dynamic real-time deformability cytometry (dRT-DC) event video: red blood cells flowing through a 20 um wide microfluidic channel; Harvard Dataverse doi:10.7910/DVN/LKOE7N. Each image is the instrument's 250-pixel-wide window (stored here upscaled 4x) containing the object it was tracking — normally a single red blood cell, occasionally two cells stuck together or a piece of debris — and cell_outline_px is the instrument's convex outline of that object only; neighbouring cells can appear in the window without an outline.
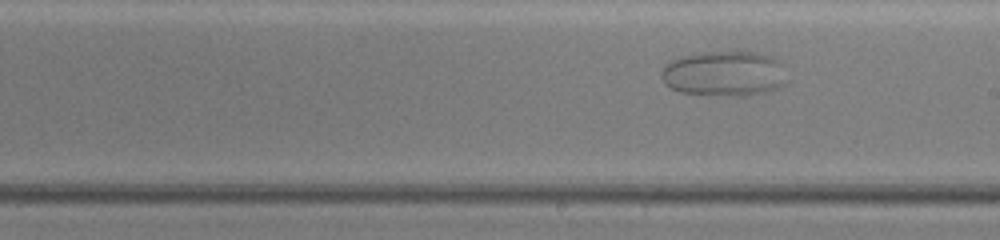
{"species": "common noctule bat (a hibernating species)", "species_latin": "Nyctalus noctula", "temperature_condition": "warm", "stored_images_in_passage": 42, "camera_frame_rate_fps": 3000, "um_per_image_px": 0.085, "animal": {"sex": "female", "body_mass_g": 19.5, "forearm_length_mm": 54.1}, "frame": {"image": 1, "passage_image": 23, "time_ms": 7.333, "image_size_px": [1000, 240], "cell_outline_px": [[784, 84], [776, 88], [764, 92], [744, 96], [724, 96], [680, 92], [664, 84], [664, 68], [672, 60], [688, 56], [708, 52], [752, 52], [768, 56], [776, 60], [780, 64]], "centroid_in_image_um": [61.54, 6.28], "position_along_channel_um": 227.5, "area_um2": 32.02}}
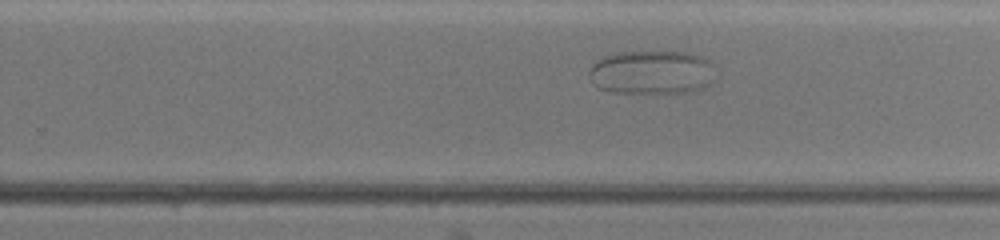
{"frame": {"image": 2, "passage_image": 28, "time_ms": 9.0, "image_size_px": [1000, 240], "cell_outline_px": [[708, 64], [704, 88], [696, 92], [612, 92], [600, 88], [592, 84], [588, 76], [588, 72], [592, 64], [596, 60], [604, 56], [616, 52], [684, 52], [700, 56], [708, 60]], "centroid_in_image_um": [55.21, 6.14], "position_along_channel_um": 274.6, "area_um2": 31.39}}
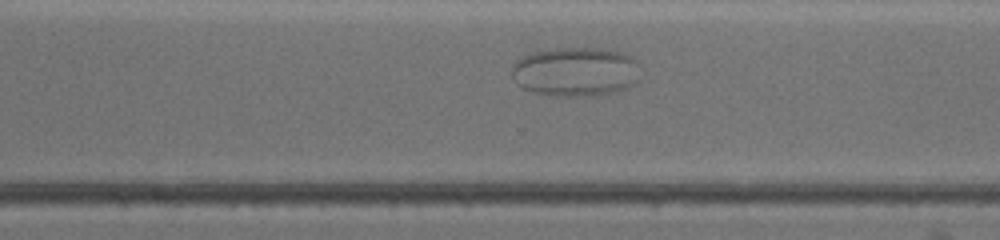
{"frame": {"image": 3, "passage_image": 33, "time_ms": 10.667, "image_size_px": [1000, 240], "cell_outline_px": [[640, 80], [636, 84], [616, 92], [596, 96], [548, 96], [524, 88], [516, 84], [512, 72], [512, 68], [516, 60], [532, 52], [556, 48], [596, 48], [620, 52], [636, 60]], "centroid_in_image_um": [48.94, 6.11], "position_along_channel_um": 321.7, "area_um2": 37.11}}